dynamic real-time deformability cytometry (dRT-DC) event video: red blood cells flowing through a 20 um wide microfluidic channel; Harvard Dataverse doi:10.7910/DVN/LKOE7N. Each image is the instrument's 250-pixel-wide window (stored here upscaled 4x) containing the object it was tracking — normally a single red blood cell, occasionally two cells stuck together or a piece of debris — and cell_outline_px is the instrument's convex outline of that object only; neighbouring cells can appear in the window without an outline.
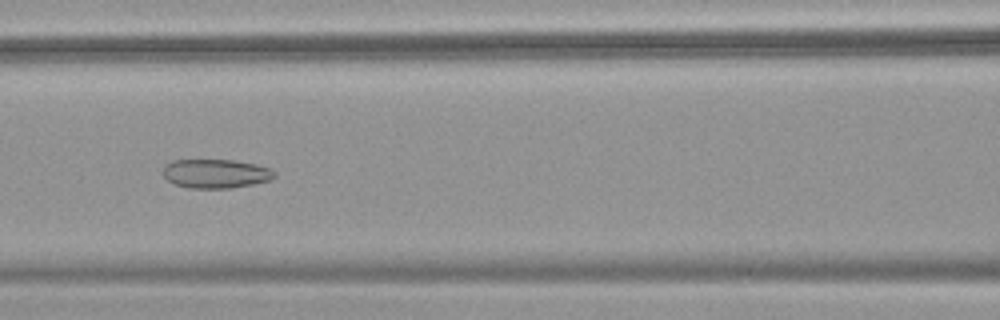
{"species": "common noctule bat (a hibernating species)", "species_latin": "Nyctalus noctula", "temperature_condition": "warm", "stored_images_in_passage": 37, "camera_frame_rate_fps": 3000, "um_per_image_px": 0.085, "animal": {"sex": "female", "body_mass_g": 18.4}, "frame": {"image": 1, "passage_image": 14, "time_ms": 4.333, "image_size_px": [1000, 320], "cell_outline_px": [[276, 176], [268, 180], [252, 184], [228, 188], [188, 188], [176, 184], [168, 180], [164, 176], [164, 164], [172, 160], [232, 160], [256, 164], [272, 168], [276, 172]], "centroid_in_image_um": [18.35, 14.75], "position_along_channel_um": 148.3, "area_um2": 18.79}}
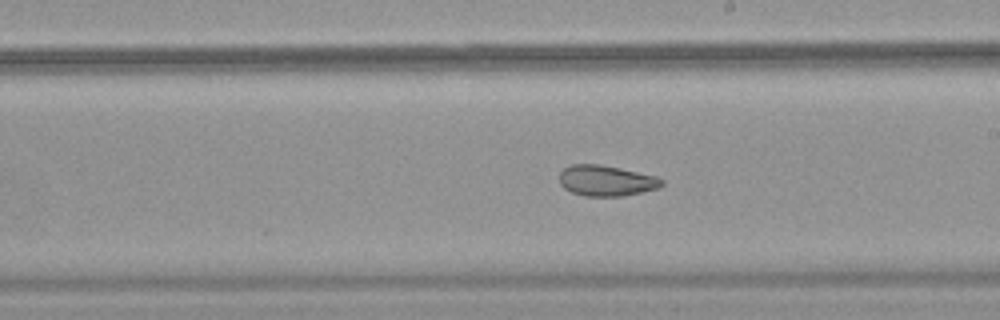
{"frame": {"image": 2, "passage_image": 21, "time_ms": 6.667, "image_size_px": [1000, 320], "cell_outline_px": [[664, 184], [660, 188], [620, 196], [584, 196], [572, 192], [564, 188], [560, 184], [560, 172], [564, 168], [572, 164], [600, 164], [620, 168], [656, 176], [664, 180]], "centroid_in_image_um": [51.54, 15.35], "position_along_channel_um": 237.5, "area_um2": 18.32}}
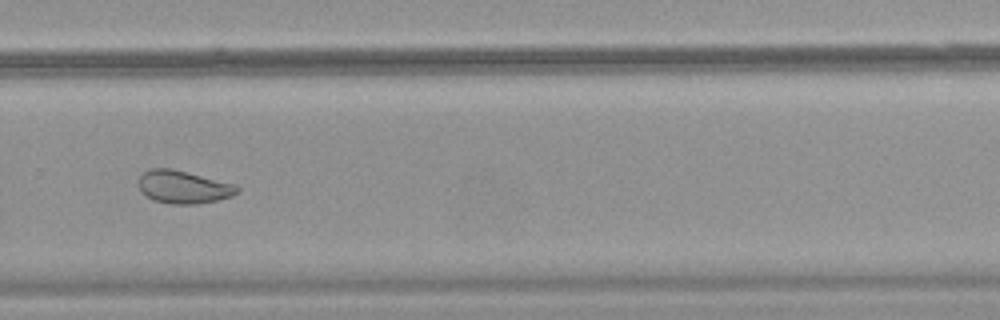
{"frame": {"image": 3, "passage_image": 27, "time_ms": 8.667, "image_size_px": [1000, 320], "cell_outline_px": [[240, 192], [232, 196], [216, 200], [196, 204], [172, 204], [152, 200], [140, 192], [140, 176], [148, 168], [172, 168], [236, 184], [240, 188]], "centroid_in_image_um": [15.61, 15.89], "position_along_channel_um": 314.2, "area_um2": 19.02}, "authors_computed_cell_mechanics": {"area_um2": 19.7676, "velocity_mm_per_s": 3.8434, "shape_relaxation_time_tau1_ms": null, "shape_relaxation_time_tau2_ms": 2.1283, "deformation_change_tau1": null, "deformation_change_tau2": 0.0787}}